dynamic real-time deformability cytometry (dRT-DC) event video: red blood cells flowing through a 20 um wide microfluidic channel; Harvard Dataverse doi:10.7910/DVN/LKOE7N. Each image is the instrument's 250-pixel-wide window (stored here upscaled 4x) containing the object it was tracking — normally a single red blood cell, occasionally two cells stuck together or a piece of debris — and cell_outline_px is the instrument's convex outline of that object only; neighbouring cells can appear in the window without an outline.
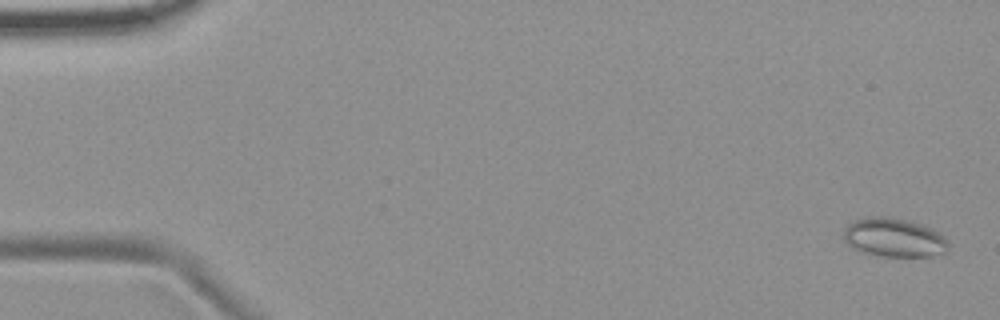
{"species": "common noctule bat (a hibernating species)", "species_latin": "Nyctalus noctula", "temperature_condition": "room temperature", "stored_images_in_passage": 5, "camera_frame_rate_fps": 3000, "um_per_image_px": 0.085, "animal": {"sex": "female", "body_mass_g": 19.9}, "frame": {"image": 1, "passage_image": 1, "time_ms": 0.0, "image_size_px": [1000, 320], "cell_outline_px": [[948, 244], [944, 252], [932, 256], [880, 256], [864, 252], [852, 248], [840, 236], [844, 228], [848, 224], [856, 220], [868, 216], [888, 216], [912, 220], [932, 228], [944, 236]], "centroid_in_image_um": [75.94, 20.17], "position_along_channel_um": 9.1, "area_um2": 23.99}}